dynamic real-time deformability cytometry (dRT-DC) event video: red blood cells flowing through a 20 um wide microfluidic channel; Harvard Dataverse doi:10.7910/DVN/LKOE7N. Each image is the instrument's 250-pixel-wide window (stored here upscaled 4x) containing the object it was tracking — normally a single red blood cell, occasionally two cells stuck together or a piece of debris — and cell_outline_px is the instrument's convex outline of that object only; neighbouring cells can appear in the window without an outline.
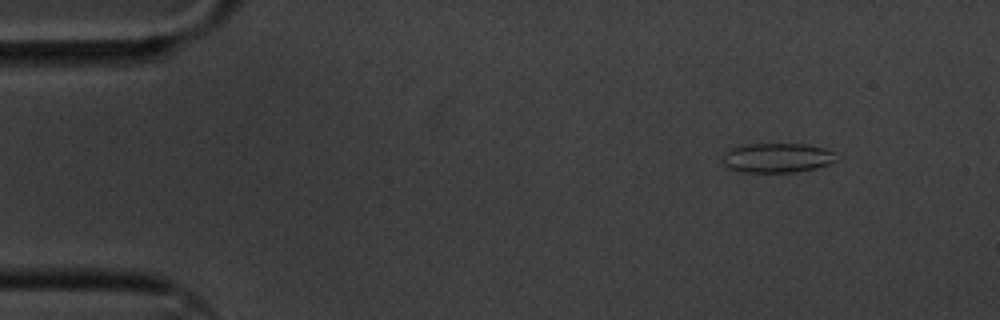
{"species": "common noctule bat (a hibernating species)", "species_latin": "Nyctalus noctula", "temperature_condition": "cold", "stored_images_in_passage": 5, "segment_of_instrument_passage": [2, 2], "camera_frame_rate_fps": 3000, "um_per_image_px": 0.085, "animal": {"sex": "male", "body_mass_g": 20.1, "forearm_length_mm": 53.5}, "frame": {"image": 1, "passage_image": 5, "time_ms": 4.667, "image_size_px": [1000, 320], "cell_outline_px": [[840, 160], [816, 168], [796, 172], [736, 172], [728, 168], [724, 164], [724, 152], [732, 148], [744, 144], [804, 144], [824, 148], [836, 152]], "centroid_in_image_um": [66.1, 13.42], "position_along_channel_um": 18.9, "area_um2": 19.83}}